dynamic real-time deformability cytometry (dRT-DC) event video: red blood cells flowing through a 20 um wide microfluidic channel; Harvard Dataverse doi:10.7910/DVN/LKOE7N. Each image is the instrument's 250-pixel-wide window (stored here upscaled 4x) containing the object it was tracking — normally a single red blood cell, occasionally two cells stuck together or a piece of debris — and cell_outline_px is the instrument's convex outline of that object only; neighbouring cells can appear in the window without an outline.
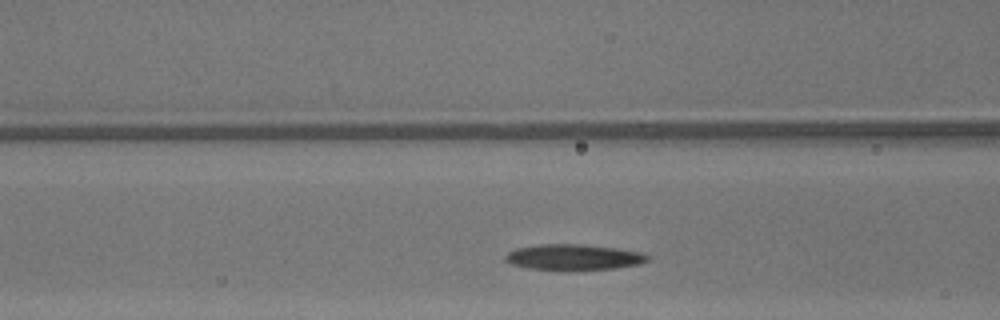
{"species": "common noctule bat (a hibernating species)", "species_latin": "Nyctalus noctula", "temperature_condition": "warm", "stored_images_in_passage": 25, "camera_frame_rate_fps": 3000, "um_per_image_px": 0.085, "animal": {"sex": "male", "body_mass_g": 13.3}, "frame": {"image": 1, "passage_image": 7, "time_ms": 2.0, "image_size_px": [1000, 320], "cell_outline_px": [[652, 256], [648, 260], [640, 264], [616, 268], [572, 272], [568, 272], [528, 268], [512, 264], [504, 260], [504, 256], [508, 252], [516, 248], [540, 244], [584, 244], [648, 252]], "centroid_in_image_um": [48.82, 21.88], "position_along_channel_um": 117.8, "area_um2": 22.31}}
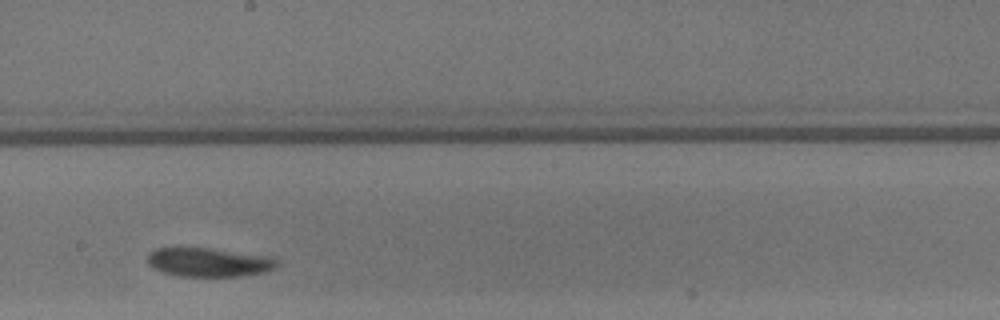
{"frame": {"image": 2, "passage_image": 15, "time_ms": 4.667, "image_size_px": [1000, 320], "cell_outline_px": [[280, 260], [276, 268], [264, 272], [244, 276], [180, 276], [164, 272], [148, 264], [148, 252], [156, 248], [208, 248], [268, 256]], "centroid_in_image_um": [17.79, 22.29], "position_along_channel_um": 230.4, "area_um2": 21.68}}
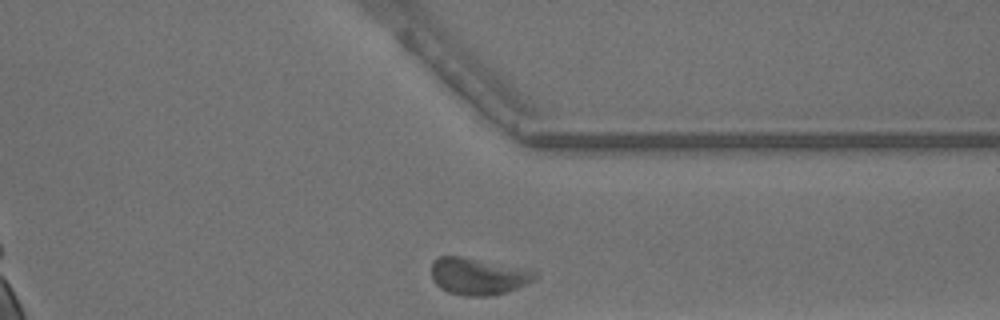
{"frame": {"image": 3, "passage_image": 25, "time_ms": 8.0, "image_size_px": [1000, 320], "cell_outline_px": [[536, 276], [528, 284], [508, 292], [488, 296], [460, 296], [448, 292], [440, 288], [432, 280], [432, 264], [440, 256], [460, 256], [536, 272]], "centroid_in_image_um": [40.58, 23.52], "position_along_channel_um": 370.8, "area_um2": 21.85}, "authors_computed_cell_mechanics": {"area_um2": 21.9062, "velocity_mm_per_s": 4.2324, "shape_relaxation_time_tau1_ms": 3.2805, "shape_relaxation_time_tau2_ms": 1.1973, "deformation_change_tau1": 0.1244, "deformation_change_tau2": 0.0429}}